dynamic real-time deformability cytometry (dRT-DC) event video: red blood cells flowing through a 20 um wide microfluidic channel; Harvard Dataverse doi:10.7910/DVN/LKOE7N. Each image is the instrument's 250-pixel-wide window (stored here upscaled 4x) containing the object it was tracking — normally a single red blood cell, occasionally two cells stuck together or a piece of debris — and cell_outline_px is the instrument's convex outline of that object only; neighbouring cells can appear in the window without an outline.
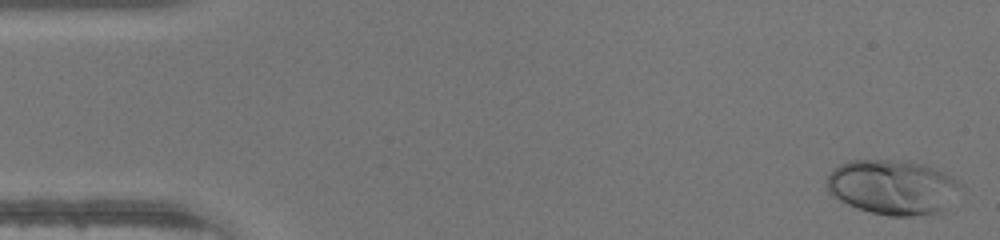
{"species": "human", "species_latin": "Homo sapiens", "temperature_condition": "warm", "stored_images_in_passage": 47, "segment_of_instrument_passage": [1, 2], "camera_frame_rate_fps": 3000, "um_per_image_px": 0.085, "donor": {"sex": "male"}, "frame": {"image": 1, "passage_image": 1, "time_ms": 0.0, "image_size_px": [1000, 240], "cell_outline_px": [[960, 184], [944, 212], [912, 216], [888, 216], [872, 212], [848, 204], [832, 196], [824, 184], [832, 168], [848, 160], [908, 160], [932, 168], [952, 176]], "centroid_in_image_um": [75.81, 15.9], "position_along_channel_um": 9.2, "area_um2": 42.54}}
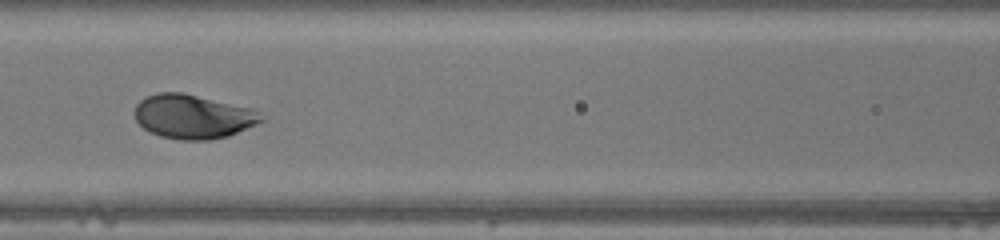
{"frame": {"image": 2, "passage_image": 20, "time_ms": 6.333, "image_size_px": [1000, 240], "cell_outline_px": [[264, 120], [256, 124], [228, 136], [208, 140], [180, 140], [160, 136], [148, 132], [136, 120], [136, 104], [144, 96], [156, 92], [184, 92], [252, 108]], "centroid_in_image_um": [16.36, 9.9], "position_along_channel_um": 150.2, "area_um2": 32.54}}
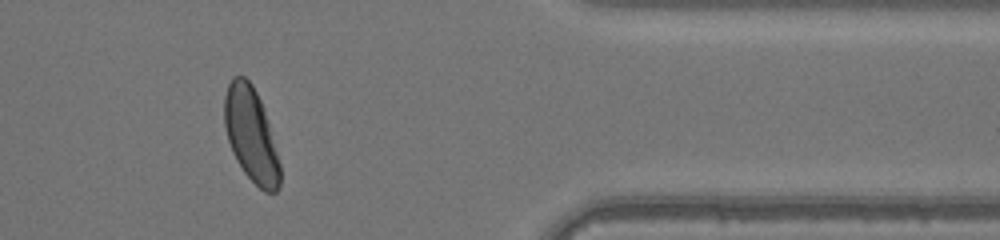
{"frame": {"image": 3, "passage_image": 38, "time_ms": 12.333, "image_size_px": [1000, 240], "cell_outline_px": [[280, 188], [276, 192], [264, 192], [244, 172], [236, 160], [232, 152], [228, 140], [224, 124], [224, 96], [228, 84], [232, 76], [244, 76], [252, 84], [260, 100], [268, 124], [280, 164]], "centroid_in_image_um": [21.32, 11.45], "position_along_channel_um": 390.1, "area_um2": 30.17}}